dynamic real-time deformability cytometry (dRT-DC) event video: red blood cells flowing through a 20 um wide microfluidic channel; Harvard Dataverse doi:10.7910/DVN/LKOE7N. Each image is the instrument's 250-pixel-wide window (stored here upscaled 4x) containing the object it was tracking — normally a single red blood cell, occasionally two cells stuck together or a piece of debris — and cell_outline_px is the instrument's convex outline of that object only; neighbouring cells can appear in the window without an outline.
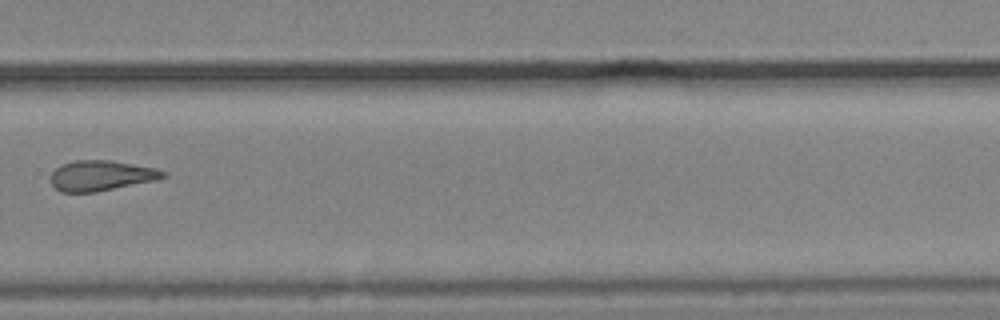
{"species": "common noctule bat (a hibernating species)", "species_latin": "Nyctalus noctula", "temperature_condition": "cold", "stored_images_in_passage": 11, "camera_frame_rate_fps": 3000, "um_per_image_px": 0.085, "animal": {"sex": "male", "body_mass_g": 19.2, "forearm_length_mm": 51.8}, "frame": {"image": 1, "passage_image": 11, "time_ms": 13.0, "image_size_px": [1000, 320], "cell_outline_px": [[168, 176], [156, 180], [96, 192], [60, 192], [52, 184], [52, 172], [56, 168], [64, 164], [76, 160], [112, 160], [156, 168], [168, 172]], "centroid_in_image_um": [8.65, 14.92], "position_along_channel_um": 321.1, "area_um2": 19.83}}